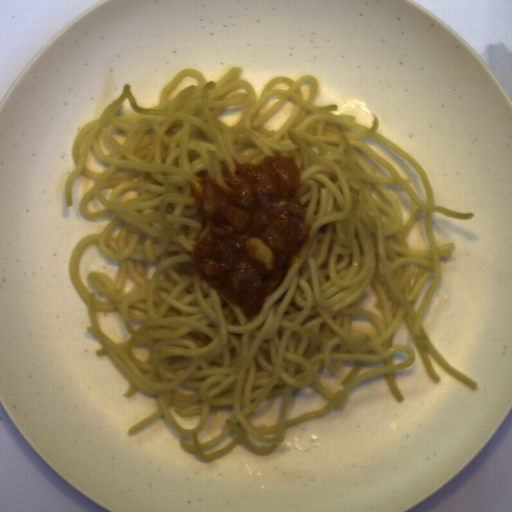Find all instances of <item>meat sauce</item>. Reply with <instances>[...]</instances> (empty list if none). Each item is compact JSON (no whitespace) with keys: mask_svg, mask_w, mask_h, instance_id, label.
Wrapping results in <instances>:
<instances>
[{"mask_svg":"<svg viewBox=\"0 0 512 512\" xmlns=\"http://www.w3.org/2000/svg\"><path fill=\"white\" fill-rule=\"evenodd\" d=\"M219 159L225 185L206 170L199 185L188 179L190 201L208 231L189 246L193 276L249 320L276 292L310 244V217L291 196L301 172L290 154L264 155L257 163Z\"/></svg>","mask_w":512,"mask_h":512,"instance_id":"1","label":"meat sauce"}]
</instances>
